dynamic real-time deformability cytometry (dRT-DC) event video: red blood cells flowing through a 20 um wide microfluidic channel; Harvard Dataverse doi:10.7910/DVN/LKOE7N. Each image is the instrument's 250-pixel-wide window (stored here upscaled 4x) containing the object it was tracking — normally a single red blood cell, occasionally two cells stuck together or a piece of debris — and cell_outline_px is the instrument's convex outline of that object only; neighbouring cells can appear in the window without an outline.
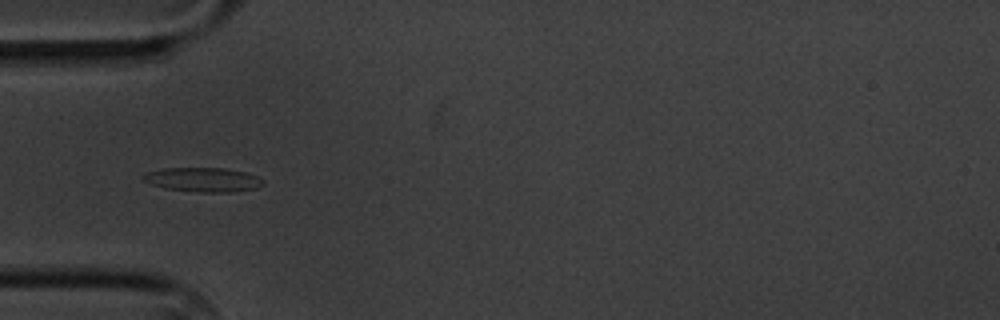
{"species": "common noctule bat (a hibernating species)", "species_latin": "Nyctalus noctula", "temperature_condition": "cold", "stored_images_in_passage": 10, "camera_frame_rate_fps": 3000, "um_per_image_px": 0.085, "animal": {"sex": "male", "body_mass_g": 20.1, "forearm_length_mm": 53.5}, "frame": {"image": 1, "passage_image": 5, "time_ms": 4.667, "image_size_px": [1000, 320], "cell_outline_px": [[264, 184], [256, 188], [232, 192], [200, 192], [164, 188], [152, 184], [144, 180], [140, 176], [148, 172], [164, 168], [224, 168], [248, 172], [264, 180]], "centroid_in_image_um": [17.29, 15.27], "position_along_channel_um": 67.7, "area_um2": 16.94}}
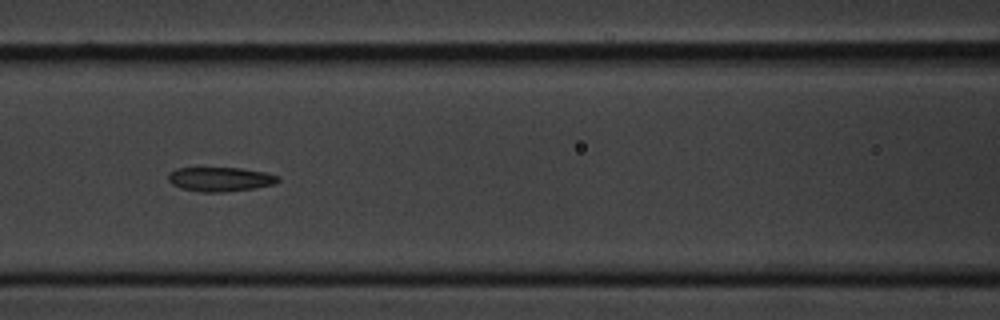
{"frame": {"image": 2, "passage_image": 7, "time_ms": 7.0, "image_size_px": [1000, 320], "cell_outline_px": [[280, 180], [276, 184], [252, 188], [220, 192], [200, 192], [180, 188], [172, 184], [168, 180], [168, 172], [176, 168], [240, 168], [264, 172], [280, 176]], "centroid_in_image_um": [18.7, 15.23], "position_along_channel_um": 147.9, "area_um2": 15.55}}
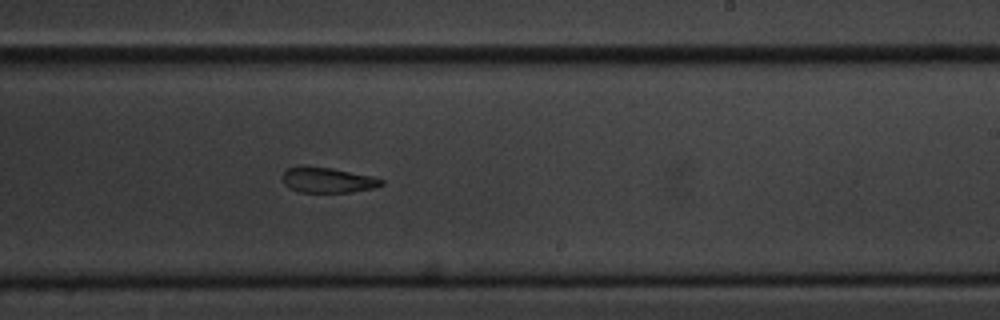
{"frame": {"image": 3, "passage_image": 10, "time_ms": 10.333, "image_size_px": [1000, 320], "cell_outline_px": [[384, 184], [372, 188], [352, 192], [300, 192], [284, 184], [284, 172], [288, 168], [332, 168], [372, 176], [384, 180]], "centroid_in_image_um": [27.93, 15.33], "position_along_channel_um": 261.1, "area_um2": 13.99}}